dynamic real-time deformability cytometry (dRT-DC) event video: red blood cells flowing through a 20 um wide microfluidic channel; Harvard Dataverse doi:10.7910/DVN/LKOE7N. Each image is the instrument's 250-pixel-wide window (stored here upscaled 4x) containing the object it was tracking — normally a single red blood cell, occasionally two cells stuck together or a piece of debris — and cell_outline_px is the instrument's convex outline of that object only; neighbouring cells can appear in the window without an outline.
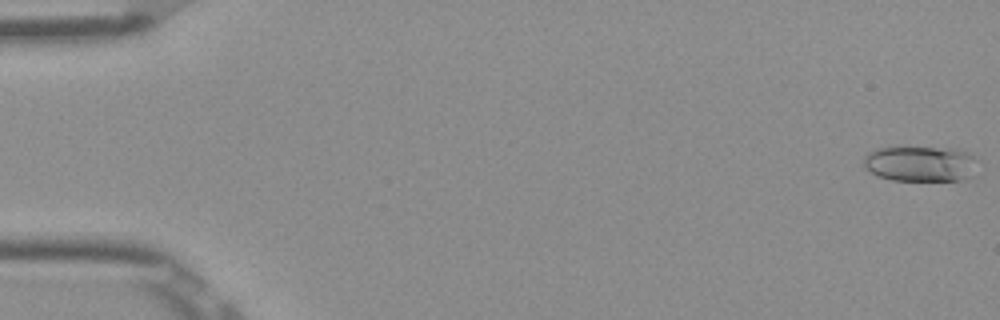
{"species": "Egyptian fruit bat (a non-hibernating species)", "species_latin": "Rousettus aegyptiacus", "temperature_condition": "room temperature", "stored_images_in_passage": 52, "camera_frame_rate_fps": 3000, "um_per_image_px": 0.085, "frame": {"image": 1, "passage_image": 1, "time_ms": 0.0, "image_size_px": [1000, 320], "cell_outline_px": [[976, 176], [968, 180], [892, 180], [876, 176], [864, 168], [864, 156], [868, 152], [876, 148], [900, 144], [956, 148], [968, 152], [976, 160]], "centroid_in_image_um": [78.24, 13.87], "position_along_channel_um": 6.8, "area_um2": 25.09}}
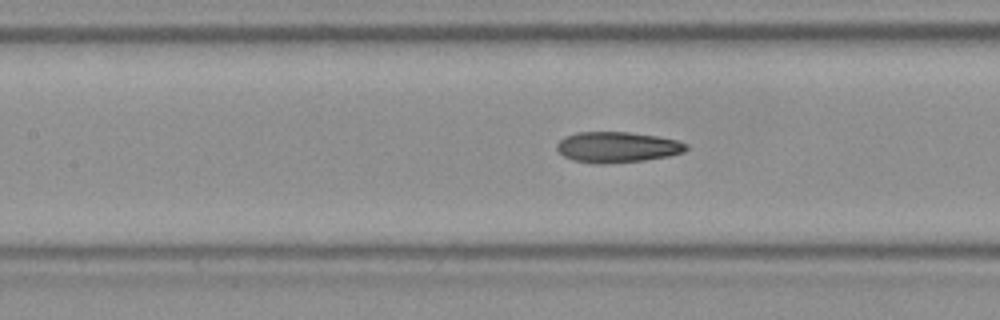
{"frame": {"image": 2, "passage_image": 24, "time_ms": 7.667, "image_size_px": [1000, 320], "cell_outline_px": [[688, 148], [684, 152], [668, 156], [644, 160], [604, 164], [596, 164], [572, 160], [564, 156], [556, 148], [556, 144], [564, 136], [576, 132], [628, 132], [656, 136], [676, 140], [688, 144]], "centroid_in_image_um": [52.44, 12.51], "position_along_channel_um": 155.0, "area_um2": 23.18}}
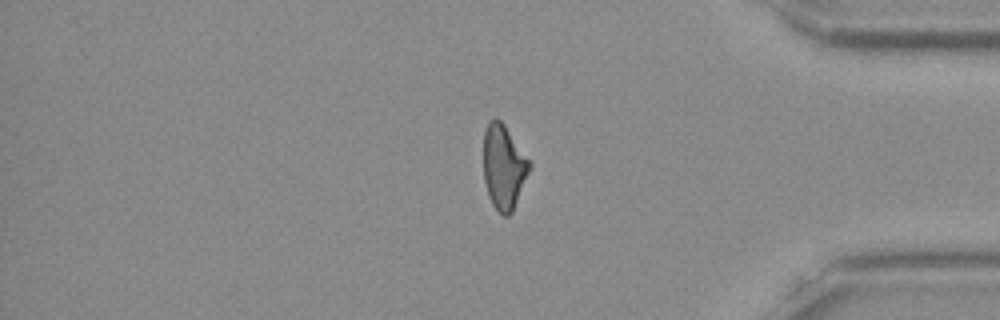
{"frame": {"image": 3, "passage_image": 44, "time_ms": 14.333, "image_size_px": [1000, 320], "cell_outline_px": [[532, 168], [512, 212], [508, 216], [504, 216], [492, 204], [488, 196], [484, 180], [484, 132], [488, 124], [496, 116], [504, 124], [532, 164]], "centroid_in_image_um": [42.83, 14.2], "position_along_channel_um": 392.4, "area_um2": 22.6}, "authors_computed_cell_mechanics": {"area_um2": 23.0333, "velocity_mm_per_s": 3.9148, "shape_relaxation_time_tau1_ms": 6.884, "shape_relaxation_time_tau2_ms": 2.4051, "deformation_change_tau1": 0.1995, "deformation_change_tau2": 0.1121}}